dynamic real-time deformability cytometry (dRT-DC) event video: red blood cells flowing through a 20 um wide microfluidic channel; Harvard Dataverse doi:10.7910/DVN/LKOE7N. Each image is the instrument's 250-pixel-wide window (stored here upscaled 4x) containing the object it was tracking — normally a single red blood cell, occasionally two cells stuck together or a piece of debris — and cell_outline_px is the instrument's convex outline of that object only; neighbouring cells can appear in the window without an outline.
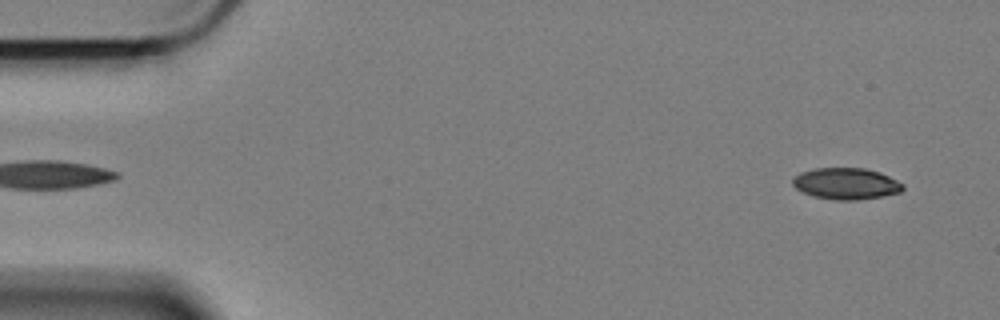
{"species": "Egyptian fruit bat (a non-hibernating species)", "species_latin": "Rousettus aegyptiacus", "temperature_condition": "cold", "stored_images_in_passage": 56, "camera_frame_rate_fps": 3000, "um_per_image_px": 0.085, "animal": {"sex": "female"}, "frame": {"image": 1, "passage_image": 2, "time_ms": 0.333, "image_size_px": [1000, 320], "cell_outline_px": [[904, 188], [900, 192], [880, 196], [856, 200], [836, 200], [812, 196], [796, 188], [792, 184], [792, 180], [800, 172], [812, 168], [864, 168], [880, 172], [904, 184]], "centroid_in_image_um": [71.9, 15.6], "position_along_channel_um": 13.1, "area_um2": 20.11}}
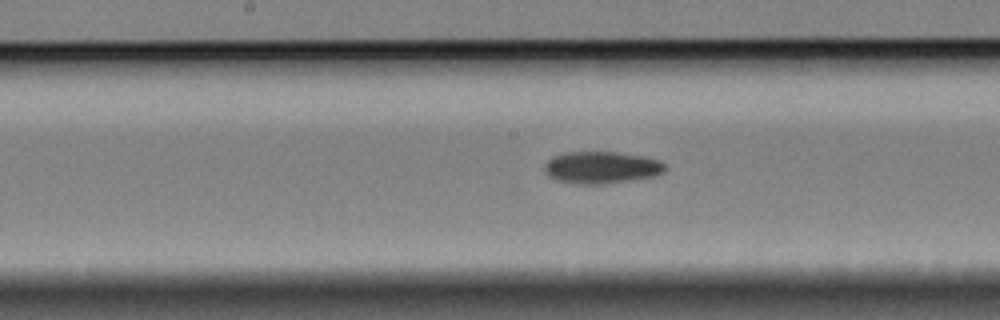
{"frame": {"image": 2, "passage_image": 28, "time_ms": 9.0, "image_size_px": [1000, 320], "cell_outline_px": [[668, 168], [664, 172], [652, 176], [604, 184], [576, 184], [556, 180], [548, 176], [544, 172], [544, 164], [552, 156], [568, 152], [616, 152], [640, 156], [660, 160]], "centroid_in_image_um": [51.08, 14.24], "position_along_channel_um": 197.1, "area_um2": 22.48}}
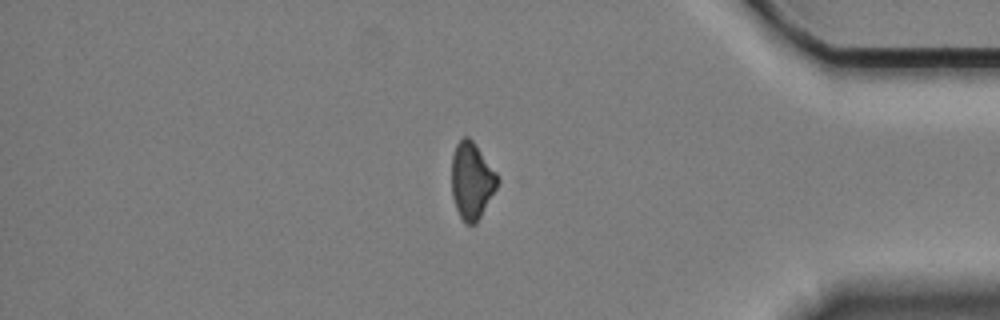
{"frame": {"image": 3, "passage_image": 48, "time_ms": 15.667, "image_size_px": [1000, 320], "cell_outline_px": [[500, 180], [496, 188], [476, 224], [464, 224], [456, 208], [452, 196], [452, 156], [456, 144], [464, 136], [468, 136], [472, 140], [496, 172]], "centroid_in_image_um": [40.09, 15.36], "position_along_channel_um": 395.1, "area_um2": 20.35}}